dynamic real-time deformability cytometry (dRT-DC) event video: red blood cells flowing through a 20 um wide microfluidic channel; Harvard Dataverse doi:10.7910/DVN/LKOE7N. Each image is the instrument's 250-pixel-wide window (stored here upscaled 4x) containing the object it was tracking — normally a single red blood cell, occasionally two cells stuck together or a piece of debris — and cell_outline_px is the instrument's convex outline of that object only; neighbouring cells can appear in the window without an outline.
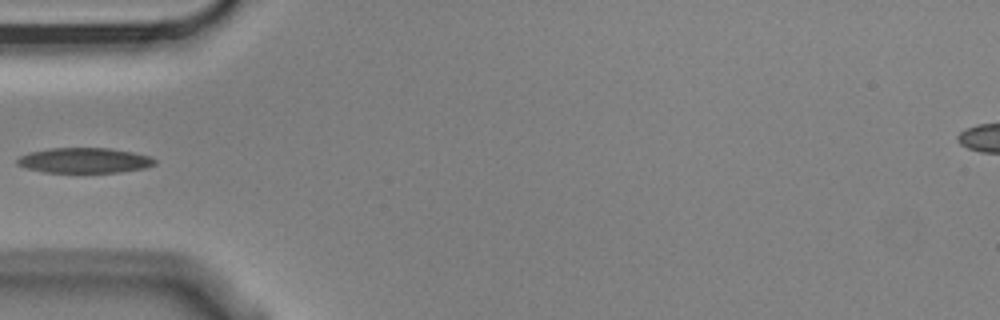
{"species": "Egyptian fruit bat (a non-hibernating species)", "species_latin": "Rousettus aegyptiacus", "temperature_condition": "cold", "stored_images_in_passage": 1, "camera_frame_rate_fps": 3000, "um_per_image_px": 0.085, "animal": {"sex": "male"}, "frame": {"image": 1, "passage_image": 1, "time_ms": 0.0, "image_size_px": [1000, 320], "cell_outline_px": [[156, 164], [144, 168], [120, 172], [44, 172], [24, 168], [16, 164], [16, 160], [20, 156], [28, 152], [52, 148], [108, 148], [132, 152], [148, 156], [156, 160]], "centroid_in_image_um": [7.13, 13.63], "position_along_channel_um": 77.9, "area_um2": 20.17}}